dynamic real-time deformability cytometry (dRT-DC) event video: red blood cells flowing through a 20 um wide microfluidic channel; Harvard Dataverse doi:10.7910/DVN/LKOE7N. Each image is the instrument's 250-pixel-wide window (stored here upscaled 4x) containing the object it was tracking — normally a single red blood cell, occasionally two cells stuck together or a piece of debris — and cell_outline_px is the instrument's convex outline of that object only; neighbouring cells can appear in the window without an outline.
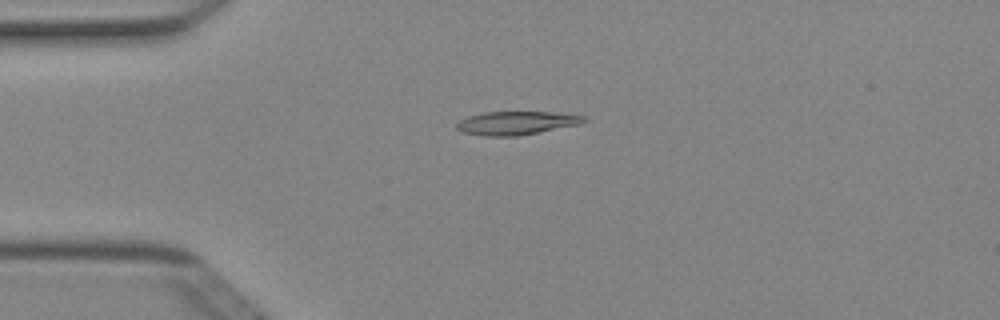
{"species": "Egyptian fruit bat (a non-hibernating species)", "species_latin": "Rousettus aegyptiacus", "temperature_condition": "cold", "stored_images_in_passage": 50, "camera_frame_rate_fps": 3000, "um_per_image_px": 0.085, "animal": {"sex": "female"}, "frame": {"image": 1, "passage_image": 12, "time_ms": 3.667, "image_size_px": [1000, 320], "cell_outline_px": [[588, 120], [580, 124], [516, 136], [484, 136], [460, 132], [456, 128], [456, 124], [460, 120], [468, 116], [484, 112], [552, 112], [588, 116]], "centroid_in_image_um": [43.88, 10.45], "position_along_channel_um": 41.1, "area_um2": 17.4}}
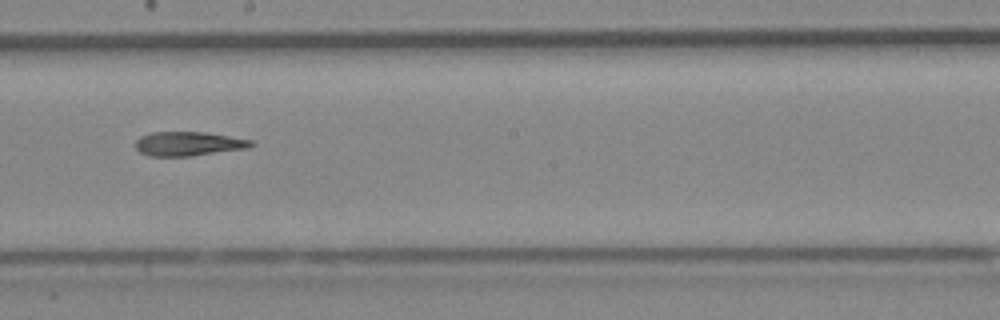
{"frame": {"image": 2, "passage_image": 28, "time_ms": 9.0, "image_size_px": [1000, 320], "cell_outline_px": [[256, 144], [248, 148], [192, 156], [152, 156], [140, 152], [136, 148], [136, 140], [140, 136], [152, 132], [204, 132], [252, 140]], "centroid_in_image_um": [16.03, 12.22], "position_along_channel_um": 232.2, "area_um2": 16.24}}
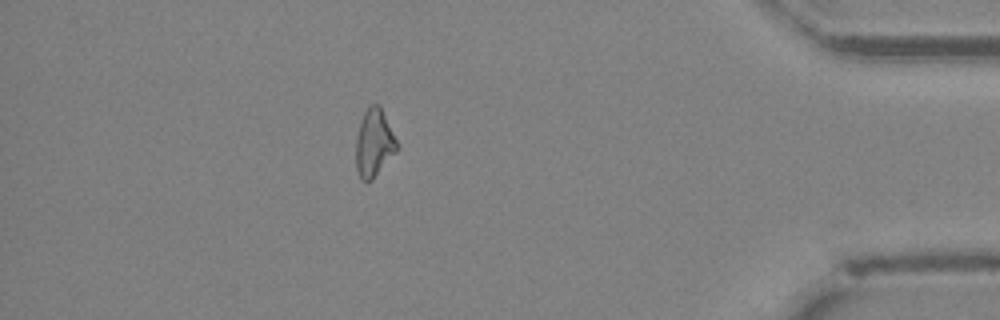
{"frame": {"image": 3, "passage_image": 44, "time_ms": 14.333, "image_size_px": [1000, 320], "cell_outline_px": [[400, 148], [372, 180], [360, 180], [356, 168], [356, 136], [360, 120], [368, 104], [380, 104], [400, 144]], "centroid_in_image_um": [31.82, 12.12], "position_along_channel_um": 403.4, "area_um2": 16.7}}